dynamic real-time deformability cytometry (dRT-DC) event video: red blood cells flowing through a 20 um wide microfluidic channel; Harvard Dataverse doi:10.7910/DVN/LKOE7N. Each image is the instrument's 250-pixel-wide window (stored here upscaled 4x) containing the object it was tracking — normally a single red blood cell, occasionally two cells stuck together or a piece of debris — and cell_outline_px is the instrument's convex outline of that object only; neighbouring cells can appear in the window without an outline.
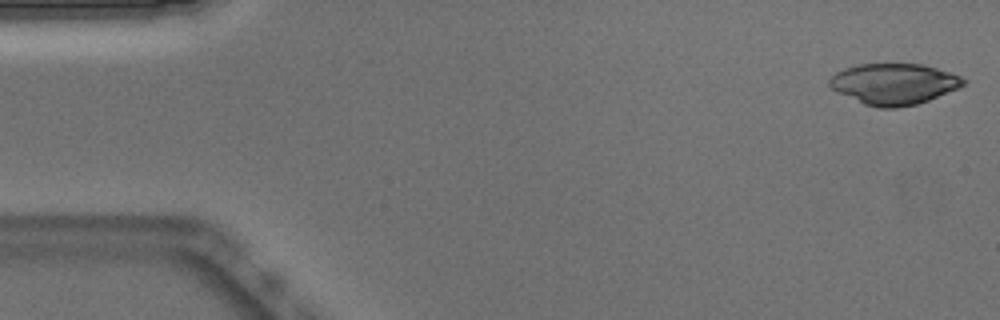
{"species": "Egyptian fruit bat (a non-hibernating species)", "species_latin": "Rousettus aegyptiacus", "temperature_condition": "warm", "stored_images_in_passage": 50, "camera_frame_rate_fps": 3000, "um_per_image_px": 0.085, "animal": {"sex": "male"}, "frame": {"image": 1, "passage_image": 1, "time_ms": 0.0, "image_size_px": [1000, 320], "cell_outline_px": [[968, 80], [964, 84], [956, 88], [928, 100], [916, 104], [896, 108], [880, 108], [864, 104], [836, 92], [828, 84], [828, 80], [836, 72], [844, 68], [856, 64], [924, 64], [960, 76]], "centroid_in_image_um": [75.94, 7.13], "position_along_channel_um": 9.1, "area_um2": 31.85}}
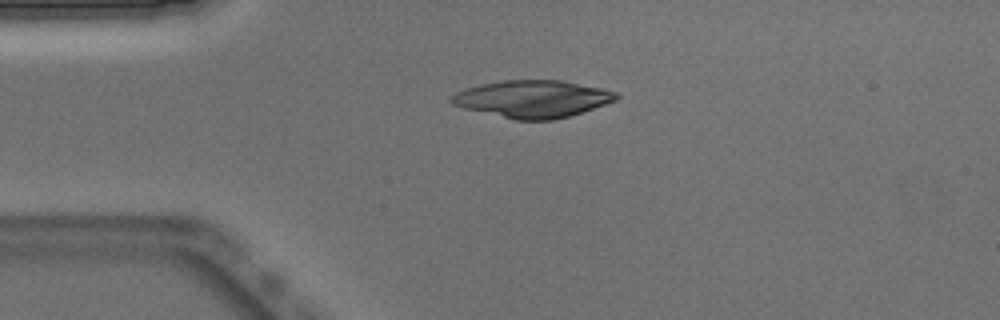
{"frame": {"image": 2, "passage_image": 11, "time_ms": 3.333, "image_size_px": [1000, 320], "cell_outline_px": [[620, 96], [616, 100], [568, 116], [552, 120], [516, 120], [464, 108], [452, 104], [448, 100], [456, 92], [480, 84], [504, 80], [564, 80], [600, 88], [616, 92]], "centroid_in_image_um": [45.25, 8.4], "position_along_channel_um": 39.8, "area_um2": 35.43}}
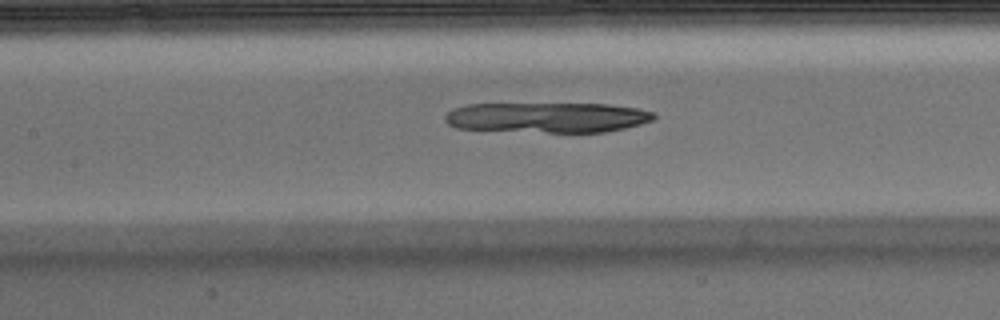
{"frame": {"image": 3, "passage_image": 22, "time_ms": 7.0, "image_size_px": [1000, 320], "cell_outline_px": [[656, 120], [624, 128], [604, 132], [548, 132], [456, 128], [448, 124], [444, 120], [444, 116], [452, 108], [468, 104], [608, 104], [636, 108], [656, 112]], "centroid_in_image_um": [46.55, 9.98], "position_along_channel_um": 160.9, "area_um2": 36.82}}